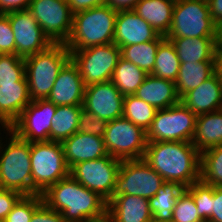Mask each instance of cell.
Returning a JSON list of instances; mask_svg holds the SVG:
<instances>
[{
    "label": "cell",
    "mask_w": 222,
    "mask_h": 222,
    "mask_svg": "<svg viewBox=\"0 0 222 222\" xmlns=\"http://www.w3.org/2000/svg\"><path fill=\"white\" fill-rule=\"evenodd\" d=\"M78 66L85 87L110 81L121 57V49L113 42L81 50H69Z\"/></svg>",
    "instance_id": "10"
},
{
    "label": "cell",
    "mask_w": 222,
    "mask_h": 222,
    "mask_svg": "<svg viewBox=\"0 0 222 222\" xmlns=\"http://www.w3.org/2000/svg\"><path fill=\"white\" fill-rule=\"evenodd\" d=\"M15 38V54L22 58L46 50L51 44L29 10L6 14Z\"/></svg>",
    "instance_id": "15"
},
{
    "label": "cell",
    "mask_w": 222,
    "mask_h": 222,
    "mask_svg": "<svg viewBox=\"0 0 222 222\" xmlns=\"http://www.w3.org/2000/svg\"><path fill=\"white\" fill-rule=\"evenodd\" d=\"M172 0H140L133 11L149 23L159 35L166 36L172 24Z\"/></svg>",
    "instance_id": "24"
},
{
    "label": "cell",
    "mask_w": 222,
    "mask_h": 222,
    "mask_svg": "<svg viewBox=\"0 0 222 222\" xmlns=\"http://www.w3.org/2000/svg\"><path fill=\"white\" fill-rule=\"evenodd\" d=\"M214 45L215 49H222V22L215 24Z\"/></svg>",
    "instance_id": "49"
},
{
    "label": "cell",
    "mask_w": 222,
    "mask_h": 222,
    "mask_svg": "<svg viewBox=\"0 0 222 222\" xmlns=\"http://www.w3.org/2000/svg\"><path fill=\"white\" fill-rule=\"evenodd\" d=\"M28 82L0 86V118L9 126L31 102Z\"/></svg>",
    "instance_id": "23"
},
{
    "label": "cell",
    "mask_w": 222,
    "mask_h": 222,
    "mask_svg": "<svg viewBox=\"0 0 222 222\" xmlns=\"http://www.w3.org/2000/svg\"><path fill=\"white\" fill-rule=\"evenodd\" d=\"M85 85L78 66L70 59L60 70L47 100L61 105L83 106Z\"/></svg>",
    "instance_id": "17"
},
{
    "label": "cell",
    "mask_w": 222,
    "mask_h": 222,
    "mask_svg": "<svg viewBox=\"0 0 222 222\" xmlns=\"http://www.w3.org/2000/svg\"><path fill=\"white\" fill-rule=\"evenodd\" d=\"M107 123L106 120L96 117L93 113L82 108L80 111L77 132L103 137Z\"/></svg>",
    "instance_id": "39"
},
{
    "label": "cell",
    "mask_w": 222,
    "mask_h": 222,
    "mask_svg": "<svg viewBox=\"0 0 222 222\" xmlns=\"http://www.w3.org/2000/svg\"><path fill=\"white\" fill-rule=\"evenodd\" d=\"M173 2L183 1V0H172Z\"/></svg>",
    "instance_id": "53"
},
{
    "label": "cell",
    "mask_w": 222,
    "mask_h": 222,
    "mask_svg": "<svg viewBox=\"0 0 222 222\" xmlns=\"http://www.w3.org/2000/svg\"><path fill=\"white\" fill-rule=\"evenodd\" d=\"M214 23L222 22V0H207Z\"/></svg>",
    "instance_id": "47"
},
{
    "label": "cell",
    "mask_w": 222,
    "mask_h": 222,
    "mask_svg": "<svg viewBox=\"0 0 222 222\" xmlns=\"http://www.w3.org/2000/svg\"><path fill=\"white\" fill-rule=\"evenodd\" d=\"M43 202L63 215L67 222H91L107 215V202L71 175L50 186Z\"/></svg>",
    "instance_id": "2"
},
{
    "label": "cell",
    "mask_w": 222,
    "mask_h": 222,
    "mask_svg": "<svg viewBox=\"0 0 222 222\" xmlns=\"http://www.w3.org/2000/svg\"><path fill=\"white\" fill-rule=\"evenodd\" d=\"M214 73V61L181 63L175 81L176 91L180 99L187 92L197 88Z\"/></svg>",
    "instance_id": "27"
},
{
    "label": "cell",
    "mask_w": 222,
    "mask_h": 222,
    "mask_svg": "<svg viewBox=\"0 0 222 222\" xmlns=\"http://www.w3.org/2000/svg\"><path fill=\"white\" fill-rule=\"evenodd\" d=\"M91 222H114V221L108 215H106L105 217L101 219H97Z\"/></svg>",
    "instance_id": "50"
},
{
    "label": "cell",
    "mask_w": 222,
    "mask_h": 222,
    "mask_svg": "<svg viewBox=\"0 0 222 222\" xmlns=\"http://www.w3.org/2000/svg\"><path fill=\"white\" fill-rule=\"evenodd\" d=\"M124 97L111 80L92 84L85 87L83 108L110 122L123 117Z\"/></svg>",
    "instance_id": "16"
},
{
    "label": "cell",
    "mask_w": 222,
    "mask_h": 222,
    "mask_svg": "<svg viewBox=\"0 0 222 222\" xmlns=\"http://www.w3.org/2000/svg\"><path fill=\"white\" fill-rule=\"evenodd\" d=\"M107 215L114 222H151L153 217L147 198L120 195L107 203Z\"/></svg>",
    "instance_id": "22"
},
{
    "label": "cell",
    "mask_w": 222,
    "mask_h": 222,
    "mask_svg": "<svg viewBox=\"0 0 222 222\" xmlns=\"http://www.w3.org/2000/svg\"><path fill=\"white\" fill-rule=\"evenodd\" d=\"M215 23L207 0L175 2L172 24L166 38H214Z\"/></svg>",
    "instance_id": "7"
},
{
    "label": "cell",
    "mask_w": 222,
    "mask_h": 222,
    "mask_svg": "<svg viewBox=\"0 0 222 222\" xmlns=\"http://www.w3.org/2000/svg\"><path fill=\"white\" fill-rule=\"evenodd\" d=\"M121 162L122 160L108 154L96 160L75 164L70 169V175L108 202L114 192Z\"/></svg>",
    "instance_id": "12"
},
{
    "label": "cell",
    "mask_w": 222,
    "mask_h": 222,
    "mask_svg": "<svg viewBox=\"0 0 222 222\" xmlns=\"http://www.w3.org/2000/svg\"><path fill=\"white\" fill-rule=\"evenodd\" d=\"M197 116L181 101L166 109H158L146 131L147 143L162 141L192 142Z\"/></svg>",
    "instance_id": "8"
},
{
    "label": "cell",
    "mask_w": 222,
    "mask_h": 222,
    "mask_svg": "<svg viewBox=\"0 0 222 222\" xmlns=\"http://www.w3.org/2000/svg\"><path fill=\"white\" fill-rule=\"evenodd\" d=\"M9 133L10 142L0 157V189L32 195L30 142Z\"/></svg>",
    "instance_id": "6"
},
{
    "label": "cell",
    "mask_w": 222,
    "mask_h": 222,
    "mask_svg": "<svg viewBox=\"0 0 222 222\" xmlns=\"http://www.w3.org/2000/svg\"><path fill=\"white\" fill-rule=\"evenodd\" d=\"M32 0H0V14L28 10Z\"/></svg>",
    "instance_id": "45"
},
{
    "label": "cell",
    "mask_w": 222,
    "mask_h": 222,
    "mask_svg": "<svg viewBox=\"0 0 222 222\" xmlns=\"http://www.w3.org/2000/svg\"><path fill=\"white\" fill-rule=\"evenodd\" d=\"M185 187L177 182H164L155 196L149 198V208L154 219L172 221V212Z\"/></svg>",
    "instance_id": "28"
},
{
    "label": "cell",
    "mask_w": 222,
    "mask_h": 222,
    "mask_svg": "<svg viewBox=\"0 0 222 222\" xmlns=\"http://www.w3.org/2000/svg\"><path fill=\"white\" fill-rule=\"evenodd\" d=\"M146 75L147 73L137 65L120 57L111 81L122 95H133L143 83Z\"/></svg>",
    "instance_id": "30"
},
{
    "label": "cell",
    "mask_w": 222,
    "mask_h": 222,
    "mask_svg": "<svg viewBox=\"0 0 222 222\" xmlns=\"http://www.w3.org/2000/svg\"><path fill=\"white\" fill-rule=\"evenodd\" d=\"M70 59L65 43H53L46 50L24 58L32 101L47 99L60 70Z\"/></svg>",
    "instance_id": "4"
},
{
    "label": "cell",
    "mask_w": 222,
    "mask_h": 222,
    "mask_svg": "<svg viewBox=\"0 0 222 222\" xmlns=\"http://www.w3.org/2000/svg\"><path fill=\"white\" fill-rule=\"evenodd\" d=\"M0 54H15L14 33L6 14H0Z\"/></svg>",
    "instance_id": "40"
},
{
    "label": "cell",
    "mask_w": 222,
    "mask_h": 222,
    "mask_svg": "<svg viewBox=\"0 0 222 222\" xmlns=\"http://www.w3.org/2000/svg\"><path fill=\"white\" fill-rule=\"evenodd\" d=\"M192 144L200 153L222 144V109L197 116Z\"/></svg>",
    "instance_id": "25"
},
{
    "label": "cell",
    "mask_w": 222,
    "mask_h": 222,
    "mask_svg": "<svg viewBox=\"0 0 222 222\" xmlns=\"http://www.w3.org/2000/svg\"><path fill=\"white\" fill-rule=\"evenodd\" d=\"M140 0H105V5L110 8L120 10H133Z\"/></svg>",
    "instance_id": "46"
},
{
    "label": "cell",
    "mask_w": 222,
    "mask_h": 222,
    "mask_svg": "<svg viewBox=\"0 0 222 222\" xmlns=\"http://www.w3.org/2000/svg\"><path fill=\"white\" fill-rule=\"evenodd\" d=\"M83 106H57L52 118L50 141L62 143L77 132L80 111Z\"/></svg>",
    "instance_id": "29"
},
{
    "label": "cell",
    "mask_w": 222,
    "mask_h": 222,
    "mask_svg": "<svg viewBox=\"0 0 222 222\" xmlns=\"http://www.w3.org/2000/svg\"><path fill=\"white\" fill-rule=\"evenodd\" d=\"M151 222H172V221H159V220L153 218Z\"/></svg>",
    "instance_id": "52"
},
{
    "label": "cell",
    "mask_w": 222,
    "mask_h": 222,
    "mask_svg": "<svg viewBox=\"0 0 222 222\" xmlns=\"http://www.w3.org/2000/svg\"><path fill=\"white\" fill-rule=\"evenodd\" d=\"M185 189L192 195L199 216L205 222H209V217L211 216V196L213 194V186L198 180Z\"/></svg>",
    "instance_id": "37"
},
{
    "label": "cell",
    "mask_w": 222,
    "mask_h": 222,
    "mask_svg": "<svg viewBox=\"0 0 222 222\" xmlns=\"http://www.w3.org/2000/svg\"><path fill=\"white\" fill-rule=\"evenodd\" d=\"M107 153L120 160L143 159L147 147L146 131L120 117L107 123L103 136Z\"/></svg>",
    "instance_id": "11"
},
{
    "label": "cell",
    "mask_w": 222,
    "mask_h": 222,
    "mask_svg": "<svg viewBox=\"0 0 222 222\" xmlns=\"http://www.w3.org/2000/svg\"><path fill=\"white\" fill-rule=\"evenodd\" d=\"M180 64L174 45L165 38L157 49L154 69L151 74L175 82Z\"/></svg>",
    "instance_id": "32"
},
{
    "label": "cell",
    "mask_w": 222,
    "mask_h": 222,
    "mask_svg": "<svg viewBox=\"0 0 222 222\" xmlns=\"http://www.w3.org/2000/svg\"><path fill=\"white\" fill-rule=\"evenodd\" d=\"M0 123L7 131H10V126L2 118H0ZM0 144L2 145L1 142H0ZM1 145H0V148L2 149ZM0 153H2V152L0 151Z\"/></svg>",
    "instance_id": "51"
},
{
    "label": "cell",
    "mask_w": 222,
    "mask_h": 222,
    "mask_svg": "<svg viewBox=\"0 0 222 222\" xmlns=\"http://www.w3.org/2000/svg\"><path fill=\"white\" fill-rule=\"evenodd\" d=\"M28 10L52 43H66L73 21L66 0H32Z\"/></svg>",
    "instance_id": "13"
},
{
    "label": "cell",
    "mask_w": 222,
    "mask_h": 222,
    "mask_svg": "<svg viewBox=\"0 0 222 222\" xmlns=\"http://www.w3.org/2000/svg\"><path fill=\"white\" fill-rule=\"evenodd\" d=\"M214 68L215 73L222 80V49H215L214 51Z\"/></svg>",
    "instance_id": "48"
},
{
    "label": "cell",
    "mask_w": 222,
    "mask_h": 222,
    "mask_svg": "<svg viewBox=\"0 0 222 222\" xmlns=\"http://www.w3.org/2000/svg\"><path fill=\"white\" fill-rule=\"evenodd\" d=\"M62 146L69 169L77 163L96 160L108 155L103 137L80 132L64 140Z\"/></svg>",
    "instance_id": "20"
},
{
    "label": "cell",
    "mask_w": 222,
    "mask_h": 222,
    "mask_svg": "<svg viewBox=\"0 0 222 222\" xmlns=\"http://www.w3.org/2000/svg\"><path fill=\"white\" fill-rule=\"evenodd\" d=\"M157 109L135 95H126L123 102V117L145 131L150 127Z\"/></svg>",
    "instance_id": "34"
},
{
    "label": "cell",
    "mask_w": 222,
    "mask_h": 222,
    "mask_svg": "<svg viewBox=\"0 0 222 222\" xmlns=\"http://www.w3.org/2000/svg\"><path fill=\"white\" fill-rule=\"evenodd\" d=\"M72 14L105 5V0H66Z\"/></svg>",
    "instance_id": "44"
},
{
    "label": "cell",
    "mask_w": 222,
    "mask_h": 222,
    "mask_svg": "<svg viewBox=\"0 0 222 222\" xmlns=\"http://www.w3.org/2000/svg\"><path fill=\"white\" fill-rule=\"evenodd\" d=\"M165 38V36L159 35L153 41L124 46L121 48V57L137 65L145 73L151 74L154 69L157 49Z\"/></svg>",
    "instance_id": "31"
},
{
    "label": "cell",
    "mask_w": 222,
    "mask_h": 222,
    "mask_svg": "<svg viewBox=\"0 0 222 222\" xmlns=\"http://www.w3.org/2000/svg\"><path fill=\"white\" fill-rule=\"evenodd\" d=\"M164 182L163 178L144 159L122 160L114 192L107 203L120 195L152 198Z\"/></svg>",
    "instance_id": "9"
},
{
    "label": "cell",
    "mask_w": 222,
    "mask_h": 222,
    "mask_svg": "<svg viewBox=\"0 0 222 222\" xmlns=\"http://www.w3.org/2000/svg\"><path fill=\"white\" fill-rule=\"evenodd\" d=\"M28 82L24 58L16 54H0V86Z\"/></svg>",
    "instance_id": "35"
},
{
    "label": "cell",
    "mask_w": 222,
    "mask_h": 222,
    "mask_svg": "<svg viewBox=\"0 0 222 222\" xmlns=\"http://www.w3.org/2000/svg\"><path fill=\"white\" fill-rule=\"evenodd\" d=\"M57 106L47 99L31 101L11 124L10 131L28 142L50 141L52 118Z\"/></svg>",
    "instance_id": "14"
},
{
    "label": "cell",
    "mask_w": 222,
    "mask_h": 222,
    "mask_svg": "<svg viewBox=\"0 0 222 222\" xmlns=\"http://www.w3.org/2000/svg\"><path fill=\"white\" fill-rule=\"evenodd\" d=\"M196 116L222 109V80L214 73L197 88L187 92L181 99Z\"/></svg>",
    "instance_id": "19"
},
{
    "label": "cell",
    "mask_w": 222,
    "mask_h": 222,
    "mask_svg": "<svg viewBox=\"0 0 222 222\" xmlns=\"http://www.w3.org/2000/svg\"><path fill=\"white\" fill-rule=\"evenodd\" d=\"M159 34L133 10L117 12L113 42L121 49L132 44L155 40Z\"/></svg>",
    "instance_id": "18"
},
{
    "label": "cell",
    "mask_w": 222,
    "mask_h": 222,
    "mask_svg": "<svg viewBox=\"0 0 222 222\" xmlns=\"http://www.w3.org/2000/svg\"><path fill=\"white\" fill-rule=\"evenodd\" d=\"M30 222H67L63 215L50 209L44 202L33 212Z\"/></svg>",
    "instance_id": "42"
},
{
    "label": "cell",
    "mask_w": 222,
    "mask_h": 222,
    "mask_svg": "<svg viewBox=\"0 0 222 222\" xmlns=\"http://www.w3.org/2000/svg\"><path fill=\"white\" fill-rule=\"evenodd\" d=\"M200 180L222 187V144L200 153Z\"/></svg>",
    "instance_id": "33"
},
{
    "label": "cell",
    "mask_w": 222,
    "mask_h": 222,
    "mask_svg": "<svg viewBox=\"0 0 222 222\" xmlns=\"http://www.w3.org/2000/svg\"><path fill=\"white\" fill-rule=\"evenodd\" d=\"M23 195L14 190L0 189V222H3L8 213Z\"/></svg>",
    "instance_id": "41"
},
{
    "label": "cell",
    "mask_w": 222,
    "mask_h": 222,
    "mask_svg": "<svg viewBox=\"0 0 222 222\" xmlns=\"http://www.w3.org/2000/svg\"><path fill=\"white\" fill-rule=\"evenodd\" d=\"M117 12L103 5L73 14L72 31L66 47L81 50L113 43Z\"/></svg>",
    "instance_id": "3"
},
{
    "label": "cell",
    "mask_w": 222,
    "mask_h": 222,
    "mask_svg": "<svg viewBox=\"0 0 222 222\" xmlns=\"http://www.w3.org/2000/svg\"><path fill=\"white\" fill-rule=\"evenodd\" d=\"M143 159L165 182L187 188L200 180V152L192 142H149Z\"/></svg>",
    "instance_id": "1"
},
{
    "label": "cell",
    "mask_w": 222,
    "mask_h": 222,
    "mask_svg": "<svg viewBox=\"0 0 222 222\" xmlns=\"http://www.w3.org/2000/svg\"><path fill=\"white\" fill-rule=\"evenodd\" d=\"M158 109H166L180 102L175 82L147 74L133 94Z\"/></svg>",
    "instance_id": "21"
},
{
    "label": "cell",
    "mask_w": 222,
    "mask_h": 222,
    "mask_svg": "<svg viewBox=\"0 0 222 222\" xmlns=\"http://www.w3.org/2000/svg\"><path fill=\"white\" fill-rule=\"evenodd\" d=\"M172 222H205L198 214L192 195L184 189L172 212Z\"/></svg>",
    "instance_id": "38"
},
{
    "label": "cell",
    "mask_w": 222,
    "mask_h": 222,
    "mask_svg": "<svg viewBox=\"0 0 222 222\" xmlns=\"http://www.w3.org/2000/svg\"><path fill=\"white\" fill-rule=\"evenodd\" d=\"M42 203V195H23L3 222H30L33 212Z\"/></svg>",
    "instance_id": "36"
},
{
    "label": "cell",
    "mask_w": 222,
    "mask_h": 222,
    "mask_svg": "<svg viewBox=\"0 0 222 222\" xmlns=\"http://www.w3.org/2000/svg\"><path fill=\"white\" fill-rule=\"evenodd\" d=\"M169 39L181 63L214 61V38L182 37Z\"/></svg>",
    "instance_id": "26"
},
{
    "label": "cell",
    "mask_w": 222,
    "mask_h": 222,
    "mask_svg": "<svg viewBox=\"0 0 222 222\" xmlns=\"http://www.w3.org/2000/svg\"><path fill=\"white\" fill-rule=\"evenodd\" d=\"M32 195L43 194L50 186L70 175L62 143L30 142Z\"/></svg>",
    "instance_id": "5"
},
{
    "label": "cell",
    "mask_w": 222,
    "mask_h": 222,
    "mask_svg": "<svg viewBox=\"0 0 222 222\" xmlns=\"http://www.w3.org/2000/svg\"><path fill=\"white\" fill-rule=\"evenodd\" d=\"M209 222H222V187L213 186Z\"/></svg>",
    "instance_id": "43"
}]
</instances>
